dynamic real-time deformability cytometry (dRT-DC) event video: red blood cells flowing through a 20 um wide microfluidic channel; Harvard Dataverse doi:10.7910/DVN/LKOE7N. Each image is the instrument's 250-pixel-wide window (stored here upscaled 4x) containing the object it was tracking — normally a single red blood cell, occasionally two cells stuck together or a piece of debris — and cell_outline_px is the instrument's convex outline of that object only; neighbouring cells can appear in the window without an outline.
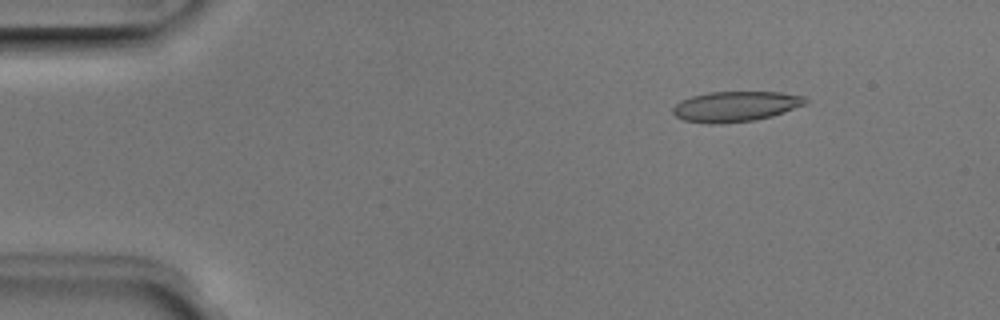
{"species": "Egyptian fruit bat (a non-hibernating species)", "species_latin": "Rousettus aegyptiacus", "temperature_condition": "room temperature", "stored_images_in_passage": 5, "camera_frame_rate_fps": 3000, "um_per_image_px": 0.085, "animal": {"sex": "male"}, "frame": {"image": 1, "passage_image": 2, "time_ms": 0.333, "image_size_px": [1000, 320], "cell_outline_px": [[808, 100], [804, 104], [772, 116], [756, 120], [712, 124], [708, 124], [684, 120], [676, 116], [672, 112], [672, 108], [680, 100], [692, 96], [708, 92], [780, 92], [804, 96]], "centroid_in_image_um": [62.48, 9.04], "position_along_channel_um": 22.5, "area_um2": 23.29}}
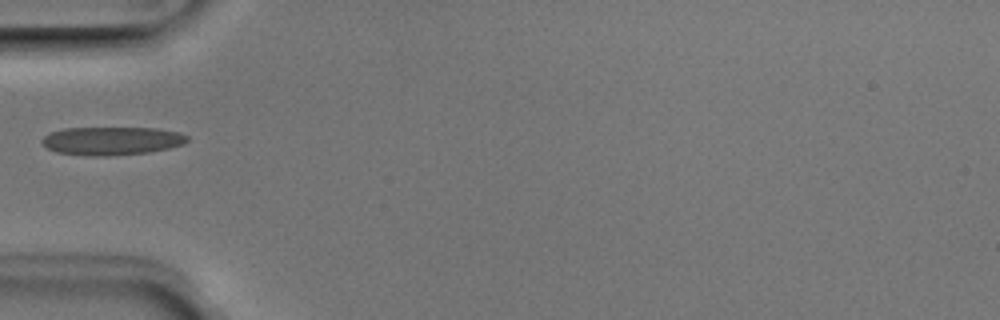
{"frame": {"image": 2, "passage_image": 5, "time_ms": 1.333, "image_size_px": [1000, 320], "cell_outline_px": [[188, 140], [184, 144], [168, 148], [148, 152], [108, 156], [92, 156], [56, 152], [48, 148], [40, 140], [44, 136], [52, 132], [64, 128], [156, 128], [180, 132], [188, 136]], "centroid_in_image_um": [9.52, 11.97], "position_along_channel_um": 75.5, "area_um2": 23.87}}